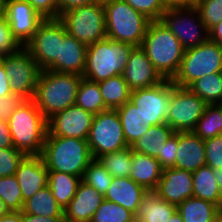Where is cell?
Here are the masks:
<instances>
[{"mask_svg":"<svg viewBox=\"0 0 222 222\" xmlns=\"http://www.w3.org/2000/svg\"><path fill=\"white\" fill-rule=\"evenodd\" d=\"M166 8L185 7L195 4V0H162Z\"/></svg>","mask_w":222,"mask_h":222,"instance_id":"53","label":"cell"},{"mask_svg":"<svg viewBox=\"0 0 222 222\" xmlns=\"http://www.w3.org/2000/svg\"><path fill=\"white\" fill-rule=\"evenodd\" d=\"M5 1L6 0H0V17L4 15Z\"/></svg>","mask_w":222,"mask_h":222,"instance_id":"59","label":"cell"},{"mask_svg":"<svg viewBox=\"0 0 222 222\" xmlns=\"http://www.w3.org/2000/svg\"><path fill=\"white\" fill-rule=\"evenodd\" d=\"M188 88L206 104H217L222 95V72L198 78Z\"/></svg>","mask_w":222,"mask_h":222,"instance_id":"35","label":"cell"},{"mask_svg":"<svg viewBox=\"0 0 222 222\" xmlns=\"http://www.w3.org/2000/svg\"><path fill=\"white\" fill-rule=\"evenodd\" d=\"M94 115L76 104L47 120V135L87 140Z\"/></svg>","mask_w":222,"mask_h":222,"instance_id":"15","label":"cell"},{"mask_svg":"<svg viewBox=\"0 0 222 222\" xmlns=\"http://www.w3.org/2000/svg\"><path fill=\"white\" fill-rule=\"evenodd\" d=\"M133 151L131 146L104 154L97 159L113 177H129Z\"/></svg>","mask_w":222,"mask_h":222,"instance_id":"36","label":"cell"},{"mask_svg":"<svg viewBox=\"0 0 222 222\" xmlns=\"http://www.w3.org/2000/svg\"><path fill=\"white\" fill-rule=\"evenodd\" d=\"M21 45L13 37L10 26L4 16L0 17V54H8L19 49Z\"/></svg>","mask_w":222,"mask_h":222,"instance_id":"44","label":"cell"},{"mask_svg":"<svg viewBox=\"0 0 222 222\" xmlns=\"http://www.w3.org/2000/svg\"><path fill=\"white\" fill-rule=\"evenodd\" d=\"M167 222H184L182 216L176 211Z\"/></svg>","mask_w":222,"mask_h":222,"instance_id":"56","label":"cell"},{"mask_svg":"<svg viewBox=\"0 0 222 222\" xmlns=\"http://www.w3.org/2000/svg\"><path fill=\"white\" fill-rule=\"evenodd\" d=\"M133 48V45L109 38L90 44L82 77L99 83L113 76L123 75Z\"/></svg>","mask_w":222,"mask_h":222,"instance_id":"6","label":"cell"},{"mask_svg":"<svg viewBox=\"0 0 222 222\" xmlns=\"http://www.w3.org/2000/svg\"><path fill=\"white\" fill-rule=\"evenodd\" d=\"M8 212H9V210L6 207L5 202L0 199V217H2L3 215H5Z\"/></svg>","mask_w":222,"mask_h":222,"instance_id":"57","label":"cell"},{"mask_svg":"<svg viewBox=\"0 0 222 222\" xmlns=\"http://www.w3.org/2000/svg\"><path fill=\"white\" fill-rule=\"evenodd\" d=\"M194 6L208 30L222 21V0H198Z\"/></svg>","mask_w":222,"mask_h":222,"instance_id":"40","label":"cell"},{"mask_svg":"<svg viewBox=\"0 0 222 222\" xmlns=\"http://www.w3.org/2000/svg\"><path fill=\"white\" fill-rule=\"evenodd\" d=\"M44 19H57V0H26Z\"/></svg>","mask_w":222,"mask_h":222,"instance_id":"47","label":"cell"},{"mask_svg":"<svg viewBox=\"0 0 222 222\" xmlns=\"http://www.w3.org/2000/svg\"><path fill=\"white\" fill-rule=\"evenodd\" d=\"M8 124L16 149L25 155H41L48 132L47 119L32 99L14 110Z\"/></svg>","mask_w":222,"mask_h":222,"instance_id":"4","label":"cell"},{"mask_svg":"<svg viewBox=\"0 0 222 222\" xmlns=\"http://www.w3.org/2000/svg\"><path fill=\"white\" fill-rule=\"evenodd\" d=\"M41 158L48 171L73 174L82 178L93 160L87 140L46 135Z\"/></svg>","mask_w":222,"mask_h":222,"instance_id":"3","label":"cell"},{"mask_svg":"<svg viewBox=\"0 0 222 222\" xmlns=\"http://www.w3.org/2000/svg\"><path fill=\"white\" fill-rule=\"evenodd\" d=\"M173 133V129L167 123L149 127L147 132L131 145L132 151L158 160L162 156V148L166 140Z\"/></svg>","mask_w":222,"mask_h":222,"instance_id":"26","label":"cell"},{"mask_svg":"<svg viewBox=\"0 0 222 222\" xmlns=\"http://www.w3.org/2000/svg\"><path fill=\"white\" fill-rule=\"evenodd\" d=\"M140 47L164 79L174 78L185 49L161 20L150 22Z\"/></svg>","mask_w":222,"mask_h":222,"instance_id":"2","label":"cell"},{"mask_svg":"<svg viewBox=\"0 0 222 222\" xmlns=\"http://www.w3.org/2000/svg\"><path fill=\"white\" fill-rule=\"evenodd\" d=\"M204 165H206L204 140L193 131L178 132L175 167L194 172Z\"/></svg>","mask_w":222,"mask_h":222,"instance_id":"22","label":"cell"},{"mask_svg":"<svg viewBox=\"0 0 222 222\" xmlns=\"http://www.w3.org/2000/svg\"><path fill=\"white\" fill-rule=\"evenodd\" d=\"M122 124L124 137L128 146L139 139L149 127L138 121L137 108L130 101L116 109Z\"/></svg>","mask_w":222,"mask_h":222,"instance_id":"33","label":"cell"},{"mask_svg":"<svg viewBox=\"0 0 222 222\" xmlns=\"http://www.w3.org/2000/svg\"><path fill=\"white\" fill-rule=\"evenodd\" d=\"M163 168L159 161L146 154L133 152L129 177L147 191H154L161 178Z\"/></svg>","mask_w":222,"mask_h":222,"instance_id":"24","label":"cell"},{"mask_svg":"<svg viewBox=\"0 0 222 222\" xmlns=\"http://www.w3.org/2000/svg\"><path fill=\"white\" fill-rule=\"evenodd\" d=\"M67 31L57 19H44L32 38L24 45L41 70H46L56 59H60V41Z\"/></svg>","mask_w":222,"mask_h":222,"instance_id":"14","label":"cell"},{"mask_svg":"<svg viewBox=\"0 0 222 222\" xmlns=\"http://www.w3.org/2000/svg\"><path fill=\"white\" fill-rule=\"evenodd\" d=\"M158 197L177 206L193 197L192 172L176 167L163 169L161 178L153 191Z\"/></svg>","mask_w":222,"mask_h":222,"instance_id":"17","label":"cell"},{"mask_svg":"<svg viewBox=\"0 0 222 222\" xmlns=\"http://www.w3.org/2000/svg\"><path fill=\"white\" fill-rule=\"evenodd\" d=\"M107 38L140 47L151 22L124 0L103 3Z\"/></svg>","mask_w":222,"mask_h":222,"instance_id":"5","label":"cell"},{"mask_svg":"<svg viewBox=\"0 0 222 222\" xmlns=\"http://www.w3.org/2000/svg\"><path fill=\"white\" fill-rule=\"evenodd\" d=\"M75 104L93 115L109 110L103 101L98 82L83 77L78 88Z\"/></svg>","mask_w":222,"mask_h":222,"instance_id":"32","label":"cell"},{"mask_svg":"<svg viewBox=\"0 0 222 222\" xmlns=\"http://www.w3.org/2000/svg\"><path fill=\"white\" fill-rule=\"evenodd\" d=\"M193 196L216 204L222 209V190L215 181L214 170L208 165L192 172Z\"/></svg>","mask_w":222,"mask_h":222,"instance_id":"27","label":"cell"},{"mask_svg":"<svg viewBox=\"0 0 222 222\" xmlns=\"http://www.w3.org/2000/svg\"><path fill=\"white\" fill-rule=\"evenodd\" d=\"M21 222H65L64 217H46L27 214L21 210Z\"/></svg>","mask_w":222,"mask_h":222,"instance_id":"50","label":"cell"},{"mask_svg":"<svg viewBox=\"0 0 222 222\" xmlns=\"http://www.w3.org/2000/svg\"><path fill=\"white\" fill-rule=\"evenodd\" d=\"M87 48L67 33L60 41V59H56L47 70L82 76L86 68Z\"/></svg>","mask_w":222,"mask_h":222,"instance_id":"21","label":"cell"},{"mask_svg":"<svg viewBox=\"0 0 222 222\" xmlns=\"http://www.w3.org/2000/svg\"><path fill=\"white\" fill-rule=\"evenodd\" d=\"M104 199V195L81 181L77 187L75 196L64 209V221L91 222L95 211Z\"/></svg>","mask_w":222,"mask_h":222,"instance_id":"20","label":"cell"},{"mask_svg":"<svg viewBox=\"0 0 222 222\" xmlns=\"http://www.w3.org/2000/svg\"><path fill=\"white\" fill-rule=\"evenodd\" d=\"M178 148V132H174L166 140L162 148V156L158 159L160 166L165 168L175 167L176 155Z\"/></svg>","mask_w":222,"mask_h":222,"instance_id":"45","label":"cell"},{"mask_svg":"<svg viewBox=\"0 0 222 222\" xmlns=\"http://www.w3.org/2000/svg\"><path fill=\"white\" fill-rule=\"evenodd\" d=\"M97 2H101V3H104L106 1H109V0H96Z\"/></svg>","mask_w":222,"mask_h":222,"instance_id":"60","label":"cell"},{"mask_svg":"<svg viewBox=\"0 0 222 222\" xmlns=\"http://www.w3.org/2000/svg\"><path fill=\"white\" fill-rule=\"evenodd\" d=\"M219 72H222V46L208 39L199 46L185 50L172 82L180 87H188L198 78Z\"/></svg>","mask_w":222,"mask_h":222,"instance_id":"7","label":"cell"},{"mask_svg":"<svg viewBox=\"0 0 222 222\" xmlns=\"http://www.w3.org/2000/svg\"><path fill=\"white\" fill-rule=\"evenodd\" d=\"M176 211L175 205L148 191L142 198L135 219L136 222H167Z\"/></svg>","mask_w":222,"mask_h":222,"instance_id":"25","label":"cell"},{"mask_svg":"<svg viewBox=\"0 0 222 222\" xmlns=\"http://www.w3.org/2000/svg\"><path fill=\"white\" fill-rule=\"evenodd\" d=\"M105 106L108 109L117 108L130 101L131 90L123 75H116L98 83Z\"/></svg>","mask_w":222,"mask_h":222,"instance_id":"31","label":"cell"},{"mask_svg":"<svg viewBox=\"0 0 222 222\" xmlns=\"http://www.w3.org/2000/svg\"><path fill=\"white\" fill-rule=\"evenodd\" d=\"M26 99L20 94H10L0 97V121L8 122L10 115L19 107Z\"/></svg>","mask_w":222,"mask_h":222,"instance_id":"46","label":"cell"},{"mask_svg":"<svg viewBox=\"0 0 222 222\" xmlns=\"http://www.w3.org/2000/svg\"><path fill=\"white\" fill-rule=\"evenodd\" d=\"M1 61L12 93L20 94L26 100L33 99L41 69L28 50L21 46L14 52L2 55Z\"/></svg>","mask_w":222,"mask_h":222,"instance_id":"12","label":"cell"},{"mask_svg":"<svg viewBox=\"0 0 222 222\" xmlns=\"http://www.w3.org/2000/svg\"><path fill=\"white\" fill-rule=\"evenodd\" d=\"M222 131V108L217 104H207L193 132L202 140L219 136Z\"/></svg>","mask_w":222,"mask_h":222,"instance_id":"34","label":"cell"},{"mask_svg":"<svg viewBox=\"0 0 222 222\" xmlns=\"http://www.w3.org/2000/svg\"><path fill=\"white\" fill-rule=\"evenodd\" d=\"M147 192L144 187L138 185L130 177H113L104 198L136 214L142 198Z\"/></svg>","mask_w":222,"mask_h":222,"instance_id":"23","label":"cell"},{"mask_svg":"<svg viewBox=\"0 0 222 222\" xmlns=\"http://www.w3.org/2000/svg\"><path fill=\"white\" fill-rule=\"evenodd\" d=\"M15 176L23 202L48 185V170L40 155H26L19 163Z\"/></svg>","mask_w":222,"mask_h":222,"instance_id":"19","label":"cell"},{"mask_svg":"<svg viewBox=\"0 0 222 222\" xmlns=\"http://www.w3.org/2000/svg\"><path fill=\"white\" fill-rule=\"evenodd\" d=\"M97 3L96 0H57L58 18L62 13L73 10L77 7Z\"/></svg>","mask_w":222,"mask_h":222,"instance_id":"48","label":"cell"},{"mask_svg":"<svg viewBox=\"0 0 222 222\" xmlns=\"http://www.w3.org/2000/svg\"><path fill=\"white\" fill-rule=\"evenodd\" d=\"M12 94L9 78L6 73L5 66L0 61V97Z\"/></svg>","mask_w":222,"mask_h":222,"instance_id":"51","label":"cell"},{"mask_svg":"<svg viewBox=\"0 0 222 222\" xmlns=\"http://www.w3.org/2000/svg\"><path fill=\"white\" fill-rule=\"evenodd\" d=\"M213 222H222V209L215 215Z\"/></svg>","mask_w":222,"mask_h":222,"instance_id":"58","label":"cell"},{"mask_svg":"<svg viewBox=\"0 0 222 222\" xmlns=\"http://www.w3.org/2000/svg\"><path fill=\"white\" fill-rule=\"evenodd\" d=\"M206 105L188 87H180L172 82L166 123L174 132L193 131Z\"/></svg>","mask_w":222,"mask_h":222,"instance_id":"13","label":"cell"},{"mask_svg":"<svg viewBox=\"0 0 222 222\" xmlns=\"http://www.w3.org/2000/svg\"><path fill=\"white\" fill-rule=\"evenodd\" d=\"M17 42L24 46L44 20L26 0H6L3 15Z\"/></svg>","mask_w":222,"mask_h":222,"instance_id":"16","label":"cell"},{"mask_svg":"<svg viewBox=\"0 0 222 222\" xmlns=\"http://www.w3.org/2000/svg\"><path fill=\"white\" fill-rule=\"evenodd\" d=\"M26 155L15 147L0 148V177L15 175Z\"/></svg>","mask_w":222,"mask_h":222,"instance_id":"41","label":"cell"},{"mask_svg":"<svg viewBox=\"0 0 222 222\" xmlns=\"http://www.w3.org/2000/svg\"><path fill=\"white\" fill-rule=\"evenodd\" d=\"M68 34L89 46L107 38L103 3L77 7L62 13L58 18Z\"/></svg>","mask_w":222,"mask_h":222,"instance_id":"8","label":"cell"},{"mask_svg":"<svg viewBox=\"0 0 222 222\" xmlns=\"http://www.w3.org/2000/svg\"><path fill=\"white\" fill-rule=\"evenodd\" d=\"M123 77L131 91L148 88L164 80L141 47L132 49Z\"/></svg>","mask_w":222,"mask_h":222,"instance_id":"18","label":"cell"},{"mask_svg":"<svg viewBox=\"0 0 222 222\" xmlns=\"http://www.w3.org/2000/svg\"><path fill=\"white\" fill-rule=\"evenodd\" d=\"M0 199L5 202L9 211L23 209V197L15 175L0 177Z\"/></svg>","mask_w":222,"mask_h":222,"instance_id":"39","label":"cell"},{"mask_svg":"<svg viewBox=\"0 0 222 222\" xmlns=\"http://www.w3.org/2000/svg\"><path fill=\"white\" fill-rule=\"evenodd\" d=\"M132 8L142 13L151 21L161 20L162 15L167 10L162 0H124Z\"/></svg>","mask_w":222,"mask_h":222,"instance_id":"42","label":"cell"},{"mask_svg":"<svg viewBox=\"0 0 222 222\" xmlns=\"http://www.w3.org/2000/svg\"><path fill=\"white\" fill-rule=\"evenodd\" d=\"M176 208L184 222H213L215 215L221 210L216 204L194 196Z\"/></svg>","mask_w":222,"mask_h":222,"instance_id":"30","label":"cell"},{"mask_svg":"<svg viewBox=\"0 0 222 222\" xmlns=\"http://www.w3.org/2000/svg\"><path fill=\"white\" fill-rule=\"evenodd\" d=\"M0 222H21V211H9L0 217Z\"/></svg>","mask_w":222,"mask_h":222,"instance_id":"54","label":"cell"},{"mask_svg":"<svg viewBox=\"0 0 222 222\" xmlns=\"http://www.w3.org/2000/svg\"><path fill=\"white\" fill-rule=\"evenodd\" d=\"M172 80L164 79L154 86L131 91L130 102L137 108L138 121L152 127L166 123Z\"/></svg>","mask_w":222,"mask_h":222,"instance_id":"9","label":"cell"},{"mask_svg":"<svg viewBox=\"0 0 222 222\" xmlns=\"http://www.w3.org/2000/svg\"><path fill=\"white\" fill-rule=\"evenodd\" d=\"M206 165L213 169L222 168V138L220 136L205 139Z\"/></svg>","mask_w":222,"mask_h":222,"instance_id":"43","label":"cell"},{"mask_svg":"<svg viewBox=\"0 0 222 222\" xmlns=\"http://www.w3.org/2000/svg\"><path fill=\"white\" fill-rule=\"evenodd\" d=\"M81 177L57 171H48V186L57 203L65 209L76 194Z\"/></svg>","mask_w":222,"mask_h":222,"instance_id":"29","label":"cell"},{"mask_svg":"<svg viewBox=\"0 0 222 222\" xmlns=\"http://www.w3.org/2000/svg\"><path fill=\"white\" fill-rule=\"evenodd\" d=\"M217 104H222V95H221L219 102Z\"/></svg>","mask_w":222,"mask_h":222,"instance_id":"61","label":"cell"},{"mask_svg":"<svg viewBox=\"0 0 222 222\" xmlns=\"http://www.w3.org/2000/svg\"><path fill=\"white\" fill-rule=\"evenodd\" d=\"M14 147L11 139L9 124L6 121H0V148Z\"/></svg>","mask_w":222,"mask_h":222,"instance_id":"49","label":"cell"},{"mask_svg":"<svg viewBox=\"0 0 222 222\" xmlns=\"http://www.w3.org/2000/svg\"><path fill=\"white\" fill-rule=\"evenodd\" d=\"M22 211L35 216L64 217V209L57 203L48 185L25 200Z\"/></svg>","mask_w":222,"mask_h":222,"instance_id":"28","label":"cell"},{"mask_svg":"<svg viewBox=\"0 0 222 222\" xmlns=\"http://www.w3.org/2000/svg\"><path fill=\"white\" fill-rule=\"evenodd\" d=\"M214 170L215 181L218 183L219 187L222 190V168H216Z\"/></svg>","mask_w":222,"mask_h":222,"instance_id":"55","label":"cell"},{"mask_svg":"<svg viewBox=\"0 0 222 222\" xmlns=\"http://www.w3.org/2000/svg\"><path fill=\"white\" fill-rule=\"evenodd\" d=\"M91 222H136L135 214L125 207L104 199Z\"/></svg>","mask_w":222,"mask_h":222,"instance_id":"38","label":"cell"},{"mask_svg":"<svg viewBox=\"0 0 222 222\" xmlns=\"http://www.w3.org/2000/svg\"><path fill=\"white\" fill-rule=\"evenodd\" d=\"M113 180V176L104 168L98 159H93L84 170L81 178L85 184L105 195Z\"/></svg>","mask_w":222,"mask_h":222,"instance_id":"37","label":"cell"},{"mask_svg":"<svg viewBox=\"0 0 222 222\" xmlns=\"http://www.w3.org/2000/svg\"><path fill=\"white\" fill-rule=\"evenodd\" d=\"M209 39L222 46V21L209 30Z\"/></svg>","mask_w":222,"mask_h":222,"instance_id":"52","label":"cell"},{"mask_svg":"<svg viewBox=\"0 0 222 222\" xmlns=\"http://www.w3.org/2000/svg\"><path fill=\"white\" fill-rule=\"evenodd\" d=\"M87 142L93 159L128 147L116 110L94 115Z\"/></svg>","mask_w":222,"mask_h":222,"instance_id":"11","label":"cell"},{"mask_svg":"<svg viewBox=\"0 0 222 222\" xmlns=\"http://www.w3.org/2000/svg\"><path fill=\"white\" fill-rule=\"evenodd\" d=\"M81 80L77 74L41 70L32 100L48 120L76 103Z\"/></svg>","mask_w":222,"mask_h":222,"instance_id":"1","label":"cell"},{"mask_svg":"<svg viewBox=\"0 0 222 222\" xmlns=\"http://www.w3.org/2000/svg\"><path fill=\"white\" fill-rule=\"evenodd\" d=\"M161 21L176 36L185 50L199 46L209 39V30L192 6L167 8Z\"/></svg>","mask_w":222,"mask_h":222,"instance_id":"10","label":"cell"}]
</instances>
